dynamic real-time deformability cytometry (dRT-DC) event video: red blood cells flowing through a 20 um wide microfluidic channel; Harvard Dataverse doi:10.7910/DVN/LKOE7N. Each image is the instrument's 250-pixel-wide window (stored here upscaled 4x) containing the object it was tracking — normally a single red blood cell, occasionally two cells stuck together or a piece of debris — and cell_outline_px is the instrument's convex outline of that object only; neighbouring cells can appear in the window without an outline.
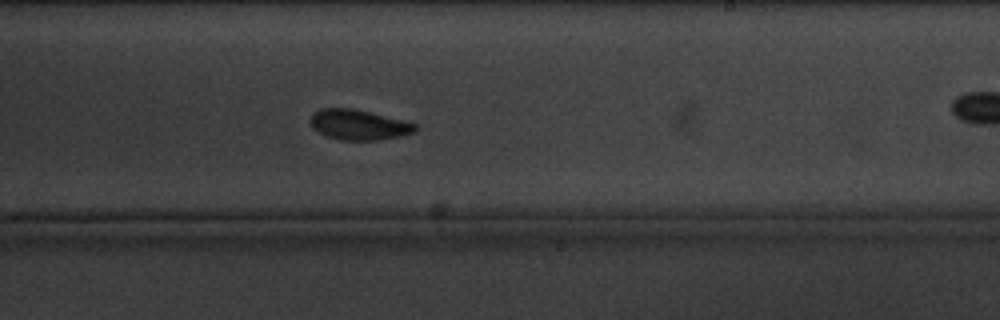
{"species": "common noctule bat (a hibernating species)", "species_latin": "Nyctalus noctula", "temperature_condition": "cold", "stored_images_in_passage": 10, "segment_of_instrument_passage": [1, 2], "camera_frame_rate_fps": 3000, "um_per_image_px": 0.085, "animal": {"sex": "male", "body_mass_g": 20.1, "forearm_length_mm": 53.5}, "frame": {"image": 1, "passage_image": 9, "time_ms": 9.0, "image_size_px": [1000, 320], "cell_outline_px": [[416, 132], [400, 136], [380, 140], [340, 140], [324, 136], [312, 128], [308, 120], [312, 112], [320, 108], [352, 108], [372, 112], [416, 124]], "centroid_in_image_um": [30.42, 10.6], "position_along_channel_um": 258.6, "area_um2": 18.79}}